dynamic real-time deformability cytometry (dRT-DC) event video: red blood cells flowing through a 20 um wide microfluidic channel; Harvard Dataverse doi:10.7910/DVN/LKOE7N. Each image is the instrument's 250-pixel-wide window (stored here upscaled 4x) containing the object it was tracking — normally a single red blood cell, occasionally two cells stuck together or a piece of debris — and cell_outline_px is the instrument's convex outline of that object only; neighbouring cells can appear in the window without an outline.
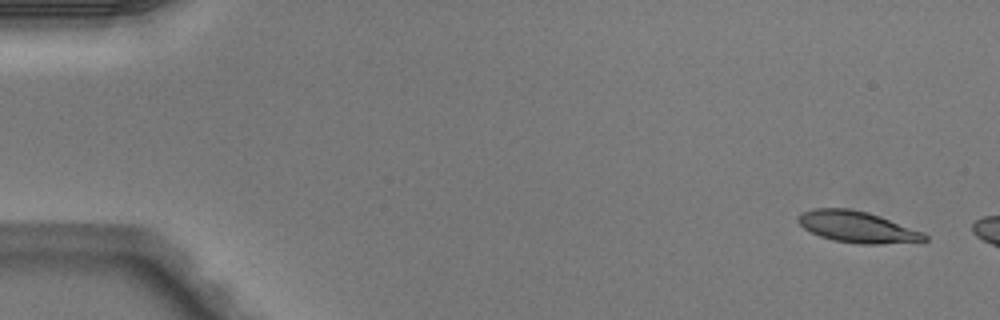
{"species": "Egyptian fruit bat (a non-hibernating species)", "species_latin": "Rousettus aegyptiacus", "temperature_condition": "warm", "stored_images_in_passage": 3, "camera_frame_rate_fps": 3000, "um_per_image_px": 0.085, "animal": {"sex": "male"}, "frame": {"image": 1, "passage_image": 1, "time_ms": 0.0, "image_size_px": [1000, 320], "cell_outline_px": [[928, 240], [880, 244], [860, 244], [832, 240], [820, 236], [804, 228], [796, 220], [800, 212], [816, 208], [848, 208], [868, 212], [880, 216], [924, 232], [928, 236]], "centroid_in_image_um": [72.85, 19.28], "position_along_channel_um": 12.1, "area_um2": 23.06}}